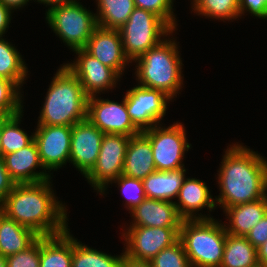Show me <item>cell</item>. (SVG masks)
<instances>
[{
    "label": "cell",
    "mask_w": 267,
    "mask_h": 267,
    "mask_svg": "<svg viewBox=\"0 0 267 267\" xmlns=\"http://www.w3.org/2000/svg\"><path fill=\"white\" fill-rule=\"evenodd\" d=\"M19 87L11 80L0 76V111L5 116L23 112Z\"/></svg>",
    "instance_id": "4dcf8cb0"
},
{
    "label": "cell",
    "mask_w": 267,
    "mask_h": 267,
    "mask_svg": "<svg viewBox=\"0 0 267 267\" xmlns=\"http://www.w3.org/2000/svg\"><path fill=\"white\" fill-rule=\"evenodd\" d=\"M74 1L75 0H37V2H39V3H44V4L51 6L50 8L64 5V4H69V3L74 2Z\"/></svg>",
    "instance_id": "7bdbcfd3"
},
{
    "label": "cell",
    "mask_w": 267,
    "mask_h": 267,
    "mask_svg": "<svg viewBox=\"0 0 267 267\" xmlns=\"http://www.w3.org/2000/svg\"><path fill=\"white\" fill-rule=\"evenodd\" d=\"M155 171L150 140L142 132L131 136L126 150L122 174L143 180Z\"/></svg>",
    "instance_id": "ffe728a7"
},
{
    "label": "cell",
    "mask_w": 267,
    "mask_h": 267,
    "mask_svg": "<svg viewBox=\"0 0 267 267\" xmlns=\"http://www.w3.org/2000/svg\"><path fill=\"white\" fill-rule=\"evenodd\" d=\"M224 211L230 223L228 227L225 225L226 233L245 237L267 214V195L256 201L227 207Z\"/></svg>",
    "instance_id": "44dd1931"
},
{
    "label": "cell",
    "mask_w": 267,
    "mask_h": 267,
    "mask_svg": "<svg viewBox=\"0 0 267 267\" xmlns=\"http://www.w3.org/2000/svg\"><path fill=\"white\" fill-rule=\"evenodd\" d=\"M259 265L257 249L243 236L226 235L220 267H255Z\"/></svg>",
    "instance_id": "d4e9b609"
},
{
    "label": "cell",
    "mask_w": 267,
    "mask_h": 267,
    "mask_svg": "<svg viewBox=\"0 0 267 267\" xmlns=\"http://www.w3.org/2000/svg\"><path fill=\"white\" fill-rule=\"evenodd\" d=\"M172 3L173 0H134L135 7L154 13L174 30L177 25L172 10Z\"/></svg>",
    "instance_id": "836d02e7"
},
{
    "label": "cell",
    "mask_w": 267,
    "mask_h": 267,
    "mask_svg": "<svg viewBox=\"0 0 267 267\" xmlns=\"http://www.w3.org/2000/svg\"><path fill=\"white\" fill-rule=\"evenodd\" d=\"M121 267H152V265L150 261L135 260L123 254Z\"/></svg>",
    "instance_id": "ab89813d"
},
{
    "label": "cell",
    "mask_w": 267,
    "mask_h": 267,
    "mask_svg": "<svg viewBox=\"0 0 267 267\" xmlns=\"http://www.w3.org/2000/svg\"><path fill=\"white\" fill-rule=\"evenodd\" d=\"M46 20L52 30L70 49H84L98 26L96 15L77 0L69 4L48 8Z\"/></svg>",
    "instance_id": "52a82bcc"
},
{
    "label": "cell",
    "mask_w": 267,
    "mask_h": 267,
    "mask_svg": "<svg viewBox=\"0 0 267 267\" xmlns=\"http://www.w3.org/2000/svg\"><path fill=\"white\" fill-rule=\"evenodd\" d=\"M130 212L134 220L132 226L181 227L184 220L173 201L145 198Z\"/></svg>",
    "instance_id": "ac0fdd59"
},
{
    "label": "cell",
    "mask_w": 267,
    "mask_h": 267,
    "mask_svg": "<svg viewBox=\"0 0 267 267\" xmlns=\"http://www.w3.org/2000/svg\"><path fill=\"white\" fill-rule=\"evenodd\" d=\"M257 258L262 267H267V240L257 248Z\"/></svg>",
    "instance_id": "60d3db41"
},
{
    "label": "cell",
    "mask_w": 267,
    "mask_h": 267,
    "mask_svg": "<svg viewBox=\"0 0 267 267\" xmlns=\"http://www.w3.org/2000/svg\"><path fill=\"white\" fill-rule=\"evenodd\" d=\"M104 133L88 119L72 126L69 162L84 175L92 170L97 162Z\"/></svg>",
    "instance_id": "9a60e30c"
},
{
    "label": "cell",
    "mask_w": 267,
    "mask_h": 267,
    "mask_svg": "<svg viewBox=\"0 0 267 267\" xmlns=\"http://www.w3.org/2000/svg\"><path fill=\"white\" fill-rule=\"evenodd\" d=\"M84 49L119 76L122 75L126 64L131 63L124 53L119 29L97 26Z\"/></svg>",
    "instance_id": "2e32d148"
},
{
    "label": "cell",
    "mask_w": 267,
    "mask_h": 267,
    "mask_svg": "<svg viewBox=\"0 0 267 267\" xmlns=\"http://www.w3.org/2000/svg\"><path fill=\"white\" fill-rule=\"evenodd\" d=\"M192 9L199 15L220 20L239 17V0H193Z\"/></svg>",
    "instance_id": "f546056e"
},
{
    "label": "cell",
    "mask_w": 267,
    "mask_h": 267,
    "mask_svg": "<svg viewBox=\"0 0 267 267\" xmlns=\"http://www.w3.org/2000/svg\"><path fill=\"white\" fill-rule=\"evenodd\" d=\"M1 136H2V120H0V157H3L2 148H1Z\"/></svg>",
    "instance_id": "f6af8a7d"
},
{
    "label": "cell",
    "mask_w": 267,
    "mask_h": 267,
    "mask_svg": "<svg viewBox=\"0 0 267 267\" xmlns=\"http://www.w3.org/2000/svg\"><path fill=\"white\" fill-rule=\"evenodd\" d=\"M135 62L138 63L135 73L141 86L161 90L170 98L176 97L183 84V64L174 40L165 38Z\"/></svg>",
    "instance_id": "277c9868"
},
{
    "label": "cell",
    "mask_w": 267,
    "mask_h": 267,
    "mask_svg": "<svg viewBox=\"0 0 267 267\" xmlns=\"http://www.w3.org/2000/svg\"><path fill=\"white\" fill-rule=\"evenodd\" d=\"M5 258L7 267H39L40 237L26 250L9 255Z\"/></svg>",
    "instance_id": "e575fe53"
},
{
    "label": "cell",
    "mask_w": 267,
    "mask_h": 267,
    "mask_svg": "<svg viewBox=\"0 0 267 267\" xmlns=\"http://www.w3.org/2000/svg\"><path fill=\"white\" fill-rule=\"evenodd\" d=\"M0 267H7V261L4 256L0 254Z\"/></svg>",
    "instance_id": "ee69618b"
},
{
    "label": "cell",
    "mask_w": 267,
    "mask_h": 267,
    "mask_svg": "<svg viewBox=\"0 0 267 267\" xmlns=\"http://www.w3.org/2000/svg\"><path fill=\"white\" fill-rule=\"evenodd\" d=\"M171 99L161 90L141 85L128 90L125 95L130 120L140 132L160 124L166 114L167 101Z\"/></svg>",
    "instance_id": "30bf717a"
},
{
    "label": "cell",
    "mask_w": 267,
    "mask_h": 267,
    "mask_svg": "<svg viewBox=\"0 0 267 267\" xmlns=\"http://www.w3.org/2000/svg\"><path fill=\"white\" fill-rule=\"evenodd\" d=\"M15 184L16 183L9 176V173L5 167L3 157H0V204L12 191Z\"/></svg>",
    "instance_id": "74e56055"
},
{
    "label": "cell",
    "mask_w": 267,
    "mask_h": 267,
    "mask_svg": "<svg viewBox=\"0 0 267 267\" xmlns=\"http://www.w3.org/2000/svg\"><path fill=\"white\" fill-rule=\"evenodd\" d=\"M129 140L130 136L126 135L104 134L97 162L85 176L100 195L111 181L122 174Z\"/></svg>",
    "instance_id": "9c48e42d"
},
{
    "label": "cell",
    "mask_w": 267,
    "mask_h": 267,
    "mask_svg": "<svg viewBox=\"0 0 267 267\" xmlns=\"http://www.w3.org/2000/svg\"><path fill=\"white\" fill-rule=\"evenodd\" d=\"M0 2L12 11V9L23 7L29 0H0Z\"/></svg>",
    "instance_id": "b9f144b4"
},
{
    "label": "cell",
    "mask_w": 267,
    "mask_h": 267,
    "mask_svg": "<svg viewBox=\"0 0 267 267\" xmlns=\"http://www.w3.org/2000/svg\"><path fill=\"white\" fill-rule=\"evenodd\" d=\"M152 267H192L180 240L150 260Z\"/></svg>",
    "instance_id": "1f68e13d"
},
{
    "label": "cell",
    "mask_w": 267,
    "mask_h": 267,
    "mask_svg": "<svg viewBox=\"0 0 267 267\" xmlns=\"http://www.w3.org/2000/svg\"><path fill=\"white\" fill-rule=\"evenodd\" d=\"M123 254L111 256L83 245L73 237L72 267H121Z\"/></svg>",
    "instance_id": "83f0119b"
},
{
    "label": "cell",
    "mask_w": 267,
    "mask_h": 267,
    "mask_svg": "<svg viewBox=\"0 0 267 267\" xmlns=\"http://www.w3.org/2000/svg\"><path fill=\"white\" fill-rule=\"evenodd\" d=\"M87 119L104 134H121L131 137L140 133L130 120L125 96L122 103L99 99L96 96L89 97Z\"/></svg>",
    "instance_id": "7c38bea8"
},
{
    "label": "cell",
    "mask_w": 267,
    "mask_h": 267,
    "mask_svg": "<svg viewBox=\"0 0 267 267\" xmlns=\"http://www.w3.org/2000/svg\"><path fill=\"white\" fill-rule=\"evenodd\" d=\"M5 215L4 213V208L3 206L0 204V223H1V220H2V217Z\"/></svg>",
    "instance_id": "bcb514c9"
},
{
    "label": "cell",
    "mask_w": 267,
    "mask_h": 267,
    "mask_svg": "<svg viewBox=\"0 0 267 267\" xmlns=\"http://www.w3.org/2000/svg\"><path fill=\"white\" fill-rule=\"evenodd\" d=\"M74 52L79 55L77 61L64 65L79 79L88 98L116 85L120 76L112 68L102 64L85 49H77Z\"/></svg>",
    "instance_id": "4fadbf2b"
},
{
    "label": "cell",
    "mask_w": 267,
    "mask_h": 267,
    "mask_svg": "<svg viewBox=\"0 0 267 267\" xmlns=\"http://www.w3.org/2000/svg\"><path fill=\"white\" fill-rule=\"evenodd\" d=\"M218 173L220 195L216 204L227 207L240 205L267 195V161L260 154L242 145L227 148Z\"/></svg>",
    "instance_id": "7a4b0ae2"
},
{
    "label": "cell",
    "mask_w": 267,
    "mask_h": 267,
    "mask_svg": "<svg viewBox=\"0 0 267 267\" xmlns=\"http://www.w3.org/2000/svg\"><path fill=\"white\" fill-rule=\"evenodd\" d=\"M5 117V115L0 111V120H2Z\"/></svg>",
    "instance_id": "7dc6e473"
},
{
    "label": "cell",
    "mask_w": 267,
    "mask_h": 267,
    "mask_svg": "<svg viewBox=\"0 0 267 267\" xmlns=\"http://www.w3.org/2000/svg\"><path fill=\"white\" fill-rule=\"evenodd\" d=\"M245 237L256 249L267 240V214Z\"/></svg>",
    "instance_id": "8d00e7d4"
},
{
    "label": "cell",
    "mask_w": 267,
    "mask_h": 267,
    "mask_svg": "<svg viewBox=\"0 0 267 267\" xmlns=\"http://www.w3.org/2000/svg\"><path fill=\"white\" fill-rule=\"evenodd\" d=\"M11 21V10L0 2V37L5 33Z\"/></svg>",
    "instance_id": "f35d334b"
},
{
    "label": "cell",
    "mask_w": 267,
    "mask_h": 267,
    "mask_svg": "<svg viewBox=\"0 0 267 267\" xmlns=\"http://www.w3.org/2000/svg\"><path fill=\"white\" fill-rule=\"evenodd\" d=\"M97 25L106 29H120L135 8L134 0H97Z\"/></svg>",
    "instance_id": "484cf974"
},
{
    "label": "cell",
    "mask_w": 267,
    "mask_h": 267,
    "mask_svg": "<svg viewBox=\"0 0 267 267\" xmlns=\"http://www.w3.org/2000/svg\"><path fill=\"white\" fill-rule=\"evenodd\" d=\"M21 57L13 45L0 37V76L13 81L19 88L28 72Z\"/></svg>",
    "instance_id": "4316f807"
},
{
    "label": "cell",
    "mask_w": 267,
    "mask_h": 267,
    "mask_svg": "<svg viewBox=\"0 0 267 267\" xmlns=\"http://www.w3.org/2000/svg\"><path fill=\"white\" fill-rule=\"evenodd\" d=\"M40 236L4 215L0 223V254L7 257L26 250Z\"/></svg>",
    "instance_id": "cb8c5ba5"
},
{
    "label": "cell",
    "mask_w": 267,
    "mask_h": 267,
    "mask_svg": "<svg viewBox=\"0 0 267 267\" xmlns=\"http://www.w3.org/2000/svg\"><path fill=\"white\" fill-rule=\"evenodd\" d=\"M180 228L130 225L123 233L127 244L124 254L135 260L150 261L158 252L179 240Z\"/></svg>",
    "instance_id": "8fae6325"
},
{
    "label": "cell",
    "mask_w": 267,
    "mask_h": 267,
    "mask_svg": "<svg viewBox=\"0 0 267 267\" xmlns=\"http://www.w3.org/2000/svg\"><path fill=\"white\" fill-rule=\"evenodd\" d=\"M38 125L73 126L87 119V100L83 87L65 65L52 79Z\"/></svg>",
    "instance_id": "3957f363"
},
{
    "label": "cell",
    "mask_w": 267,
    "mask_h": 267,
    "mask_svg": "<svg viewBox=\"0 0 267 267\" xmlns=\"http://www.w3.org/2000/svg\"><path fill=\"white\" fill-rule=\"evenodd\" d=\"M22 112L2 119L1 148L3 155L16 152L28 146L34 140V134H28L19 125ZM19 124V125H18Z\"/></svg>",
    "instance_id": "f1b7e54d"
},
{
    "label": "cell",
    "mask_w": 267,
    "mask_h": 267,
    "mask_svg": "<svg viewBox=\"0 0 267 267\" xmlns=\"http://www.w3.org/2000/svg\"><path fill=\"white\" fill-rule=\"evenodd\" d=\"M119 31L124 53L132 62L161 43V36L167 37L175 30L154 13L135 7Z\"/></svg>",
    "instance_id": "8992f818"
},
{
    "label": "cell",
    "mask_w": 267,
    "mask_h": 267,
    "mask_svg": "<svg viewBox=\"0 0 267 267\" xmlns=\"http://www.w3.org/2000/svg\"><path fill=\"white\" fill-rule=\"evenodd\" d=\"M73 236L69 229L54 236L40 237L39 267H72Z\"/></svg>",
    "instance_id": "603a6c76"
},
{
    "label": "cell",
    "mask_w": 267,
    "mask_h": 267,
    "mask_svg": "<svg viewBox=\"0 0 267 267\" xmlns=\"http://www.w3.org/2000/svg\"><path fill=\"white\" fill-rule=\"evenodd\" d=\"M245 10L253 16L267 18V0H239V17L244 14Z\"/></svg>",
    "instance_id": "d590c367"
},
{
    "label": "cell",
    "mask_w": 267,
    "mask_h": 267,
    "mask_svg": "<svg viewBox=\"0 0 267 267\" xmlns=\"http://www.w3.org/2000/svg\"><path fill=\"white\" fill-rule=\"evenodd\" d=\"M178 201L175 202V206L184 220L213 219L200 214L195 216L194 213L205 207L212 211L217 206L205 182L195 178H185L178 194Z\"/></svg>",
    "instance_id": "d6986e66"
},
{
    "label": "cell",
    "mask_w": 267,
    "mask_h": 267,
    "mask_svg": "<svg viewBox=\"0 0 267 267\" xmlns=\"http://www.w3.org/2000/svg\"><path fill=\"white\" fill-rule=\"evenodd\" d=\"M72 126L38 125L34 140L42 165L57 170L69 161Z\"/></svg>",
    "instance_id": "5bb4252c"
},
{
    "label": "cell",
    "mask_w": 267,
    "mask_h": 267,
    "mask_svg": "<svg viewBox=\"0 0 267 267\" xmlns=\"http://www.w3.org/2000/svg\"><path fill=\"white\" fill-rule=\"evenodd\" d=\"M3 160L9 176L16 184L38 183L51 179L41 163L35 140L16 152L3 155ZM38 166L45 171L35 172Z\"/></svg>",
    "instance_id": "e0dca14e"
},
{
    "label": "cell",
    "mask_w": 267,
    "mask_h": 267,
    "mask_svg": "<svg viewBox=\"0 0 267 267\" xmlns=\"http://www.w3.org/2000/svg\"><path fill=\"white\" fill-rule=\"evenodd\" d=\"M50 180L15 184L1 205L7 217L32 229L40 237L65 232L67 212L54 197Z\"/></svg>",
    "instance_id": "6da1fadb"
},
{
    "label": "cell",
    "mask_w": 267,
    "mask_h": 267,
    "mask_svg": "<svg viewBox=\"0 0 267 267\" xmlns=\"http://www.w3.org/2000/svg\"><path fill=\"white\" fill-rule=\"evenodd\" d=\"M226 235L225 225L215 219L183 220L179 230L192 267H220Z\"/></svg>",
    "instance_id": "5b68a950"
},
{
    "label": "cell",
    "mask_w": 267,
    "mask_h": 267,
    "mask_svg": "<svg viewBox=\"0 0 267 267\" xmlns=\"http://www.w3.org/2000/svg\"><path fill=\"white\" fill-rule=\"evenodd\" d=\"M151 143L154 164L157 171L183 168L182 159L190 149L183 124L176 123L168 128L155 125L142 132Z\"/></svg>",
    "instance_id": "ba28073f"
},
{
    "label": "cell",
    "mask_w": 267,
    "mask_h": 267,
    "mask_svg": "<svg viewBox=\"0 0 267 267\" xmlns=\"http://www.w3.org/2000/svg\"><path fill=\"white\" fill-rule=\"evenodd\" d=\"M185 168L155 171L142 180L146 198L172 201L178 197L185 179Z\"/></svg>",
    "instance_id": "7402d4cb"
},
{
    "label": "cell",
    "mask_w": 267,
    "mask_h": 267,
    "mask_svg": "<svg viewBox=\"0 0 267 267\" xmlns=\"http://www.w3.org/2000/svg\"><path fill=\"white\" fill-rule=\"evenodd\" d=\"M112 182L118 183V186L121 189L120 191H122V194L125 196L127 202L126 208L130 211L146 198L142 180L121 174L110 183L112 184Z\"/></svg>",
    "instance_id": "d6a6232c"
}]
</instances>
